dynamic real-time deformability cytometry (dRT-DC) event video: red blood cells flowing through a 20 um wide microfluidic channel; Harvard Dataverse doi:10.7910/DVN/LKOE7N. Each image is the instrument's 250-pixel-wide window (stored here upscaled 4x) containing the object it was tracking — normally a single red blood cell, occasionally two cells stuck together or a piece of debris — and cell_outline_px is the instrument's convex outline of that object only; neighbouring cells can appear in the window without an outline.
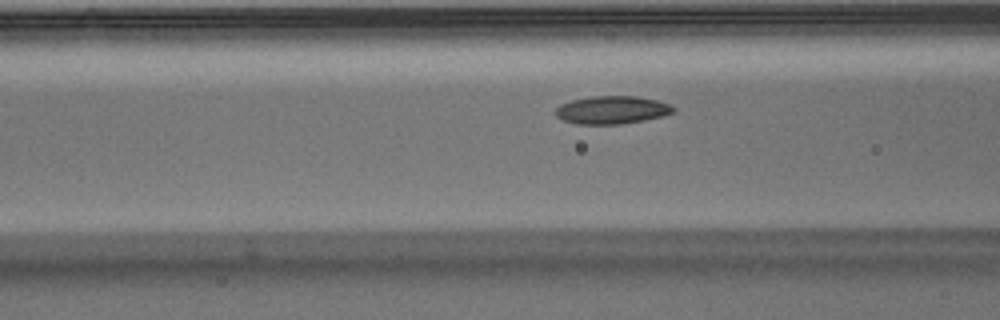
{"species": "Egyptian fruit bat (a non-hibernating species)", "species_latin": "Rousettus aegyptiacus", "temperature_condition": "warm", "stored_images_in_passage": 37, "camera_frame_rate_fps": 3000, "um_per_image_px": 0.085, "animal": {"sex": "male"}, "frame": {"image": 1, "passage_image": 6, "time_ms": 1.667, "image_size_px": [1000, 320], "cell_outline_px": [[676, 108], [672, 112], [664, 116], [644, 120], [620, 124], [576, 124], [564, 120], [556, 116], [556, 108], [560, 104], [572, 100], [588, 96], [636, 96], [656, 100], [672, 104]], "centroid_in_image_um": [52.03, 9.34], "position_along_channel_um": 114.6, "area_um2": 19.25}}
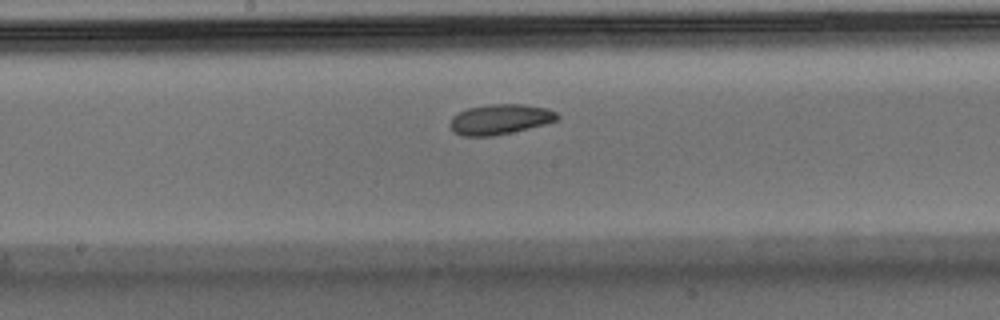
{"frame": {"image": 2, "passage_image": 13, "time_ms": 4.0, "image_size_px": [1000, 320], "cell_outline_px": [[560, 116], [556, 120], [544, 124], [512, 132], [492, 136], [464, 136], [452, 132], [448, 124], [452, 116], [468, 108], [488, 104], [524, 104], [548, 108], [556, 112]], "centroid_in_image_um": [42.47, 10.14], "position_along_channel_um": 205.7, "area_um2": 18.96}}
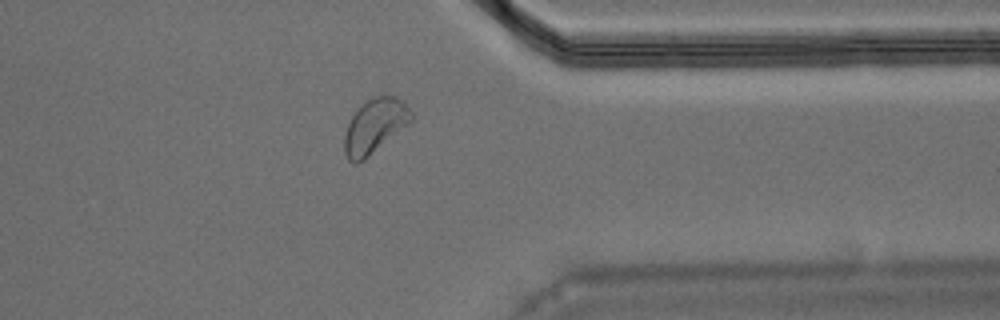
{"frame": {"image": 3, "passage_image": 27, "time_ms": 8.667, "image_size_px": [1000, 320], "cell_outline_px": [[412, 120], [364, 160], [356, 164], [352, 164], [348, 160], [344, 152], [344, 136], [348, 124], [356, 108], [372, 96], [392, 96], [404, 100], [412, 112]], "centroid_in_image_um": [31.83, 10.7], "position_along_channel_um": 379.6, "area_um2": 21.1}, "authors_computed_cell_mechanics": {"area_um2": 19.2474, "velocity_mm_per_s": 3.8965, "shape_relaxation_time_tau1_ms": 4.1357, "shape_relaxation_time_tau2_ms": 4.7491, "deformation_change_tau1": 0.1091, "deformation_change_tau2": 0.0973}}